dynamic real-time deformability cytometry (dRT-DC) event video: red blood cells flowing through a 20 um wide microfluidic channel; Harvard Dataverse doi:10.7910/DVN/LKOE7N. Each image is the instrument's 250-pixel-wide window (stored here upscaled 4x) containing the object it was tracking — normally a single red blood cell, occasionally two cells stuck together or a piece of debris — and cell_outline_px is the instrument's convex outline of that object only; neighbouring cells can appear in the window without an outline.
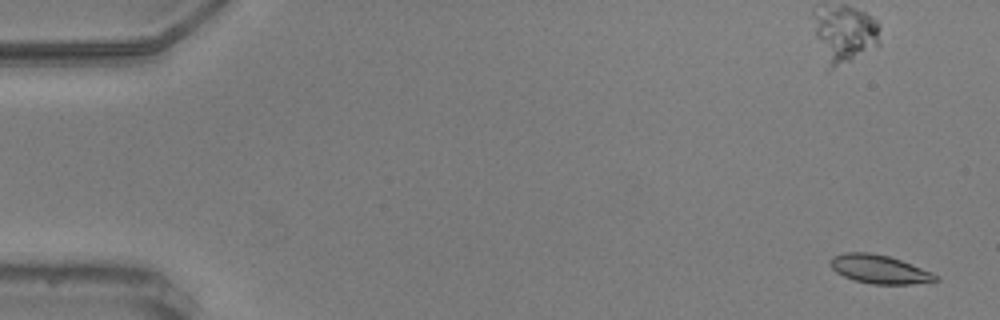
{"species": "common noctule bat (a hibernating species)", "species_latin": "Nyctalus noctula", "temperature_condition": "warm", "stored_images_in_passage": 6, "camera_frame_rate_fps": 3000, "um_per_image_px": 0.085, "animal": {"sex": "male", "body_mass_g": 20.5, "forearm_length_mm": 52.5}, "frame": {"image": 1, "passage_image": 3, "time_ms": 0.667, "image_size_px": [1000, 320], "cell_outline_px": [[940, 280], [908, 284], [872, 284], [856, 280], [844, 276], [836, 272], [832, 268], [828, 260], [832, 256], [844, 252], [868, 252], [888, 256], [900, 260], [932, 272], [940, 276]], "centroid_in_image_um": [74.73, 22.88], "position_along_channel_um": 10.3, "area_um2": 17.46}}